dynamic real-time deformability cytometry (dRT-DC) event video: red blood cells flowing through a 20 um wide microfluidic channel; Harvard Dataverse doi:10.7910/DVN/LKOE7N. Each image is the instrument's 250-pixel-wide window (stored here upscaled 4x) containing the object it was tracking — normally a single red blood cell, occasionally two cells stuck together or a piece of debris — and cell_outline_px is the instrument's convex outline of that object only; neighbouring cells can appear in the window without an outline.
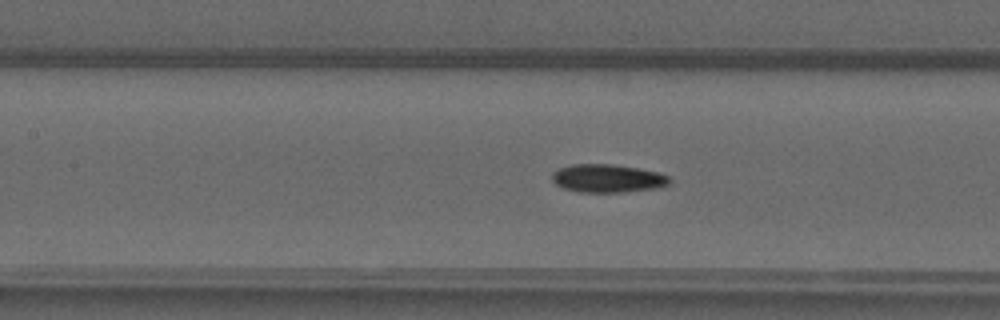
{"species": "common noctule bat (a hibernating species)", "species_latin": "Nyctalus noctula", "temperature_condition": "warm", "stored_images_in_passage": 47, "camera_frame_rate_fps": 3000, "um_per_image_px": 0.085, "animal": {"sex": "male", "forearm_length_mm": 52.5}, "frame": {"image": 1, "passage_image": 21, "time_ms": 6.667, "image_size_px": [1000, 320], "cell_outline_px": [[672, 180], [668, 184], [660, 188], [624, 192], [580, 192], [564, 188], [556, 184], [552, 180], [552, 172], [560, 168], [572, 164], [608, 164], [636, 168], [660, 172], [668, 176]], "centroid_in_image_um": [51.67, 15.17], "position_along_channel_um": 155.7, "area_um2": 19.31}}
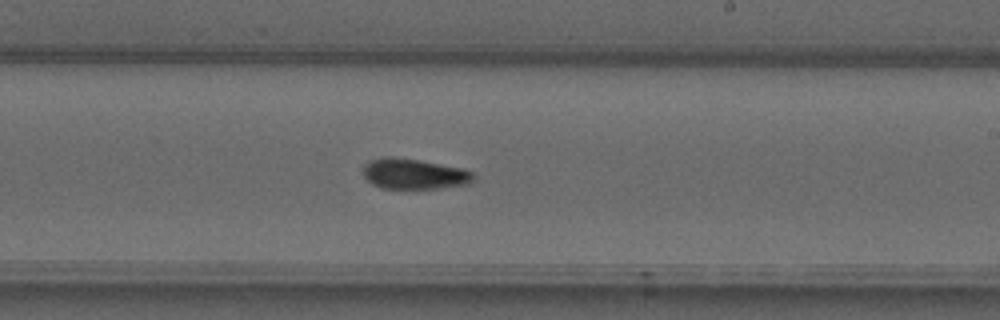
{"frame": {"image": 2, "passage_image": 28, "time_ms": 9.0, "image_size_px": [1000, 320], "cell_outline_px": [[476, 180], [472, 184], [436, 188], [380, 188], [372, 184], [364, 176], [364, 164], [372, 160], [384, 156], [392, 156], [464, 168], [472, 172], [476, 176]], "centroid_in_image_um": [35.25, 14.79], "position_along_channel_um": 253.8, "area_um2": 19.65}}
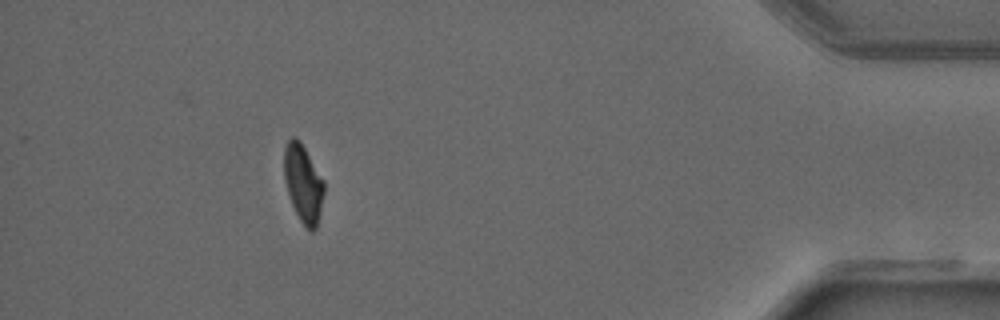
{"frame": {"image": 3, "passage_image": 43, "time_ms": 14.0, "image_size_px": [1000, 320], "cell_outline_px": [[324, 192], [316, 228], [312, 232], [304, 228], [292, 204], [284, 180], [284, 148], [288, 140], [292, 136], [296, 136], [300, 140], [324, 180]], "centroid_in_image_um": [25.76, 15.57], "position_along_channel_um": 409.4, "area_um2": 18.09}}